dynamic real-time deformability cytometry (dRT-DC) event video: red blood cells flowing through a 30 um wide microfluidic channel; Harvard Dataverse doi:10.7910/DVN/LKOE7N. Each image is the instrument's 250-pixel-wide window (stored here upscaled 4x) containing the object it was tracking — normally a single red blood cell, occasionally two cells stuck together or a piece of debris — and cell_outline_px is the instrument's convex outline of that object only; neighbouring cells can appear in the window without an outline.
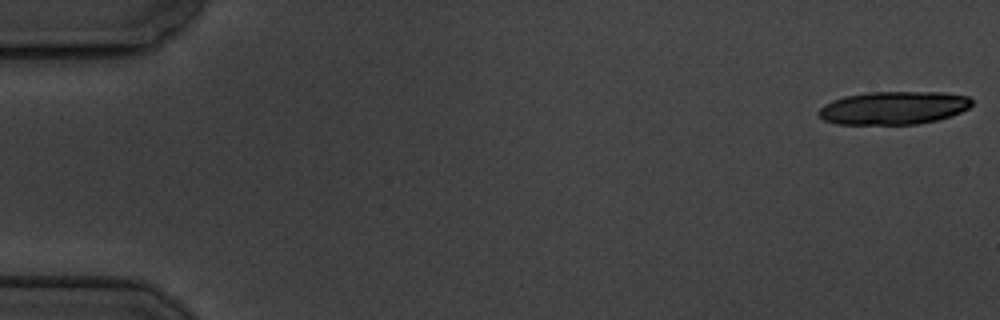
{"species": "common noctule bat (a hibernating species)", "species_latin": "Nyctalus noctula", "temperature_condition": "cold", "stored_images_in_passage": 6, "camera_frame_rate_fps": 3000, "um_per_image_px": 0.085, "animal": {"sex": "male", "body_mass_g": 19.5, "forearm_length_mm": 54.6}, "frame": {"image": 1, "passage_image": 1, "time_ms": 0.0, "image_size_px": [1000, 320], "cell_outline_px": [[972, 104], [968, 108], [960, 112], [936, 120], [916, 124], [836, 124], [824, 120], [816, 112], [824, 104], [832, 100], [844, 96], [868, 92], [944, 92], [968, 96], [972, 100]], "centroid_in_image_um": [75.92, 9.16], "position_along_channel_um": 9.1, "area_um2": 29.54}}